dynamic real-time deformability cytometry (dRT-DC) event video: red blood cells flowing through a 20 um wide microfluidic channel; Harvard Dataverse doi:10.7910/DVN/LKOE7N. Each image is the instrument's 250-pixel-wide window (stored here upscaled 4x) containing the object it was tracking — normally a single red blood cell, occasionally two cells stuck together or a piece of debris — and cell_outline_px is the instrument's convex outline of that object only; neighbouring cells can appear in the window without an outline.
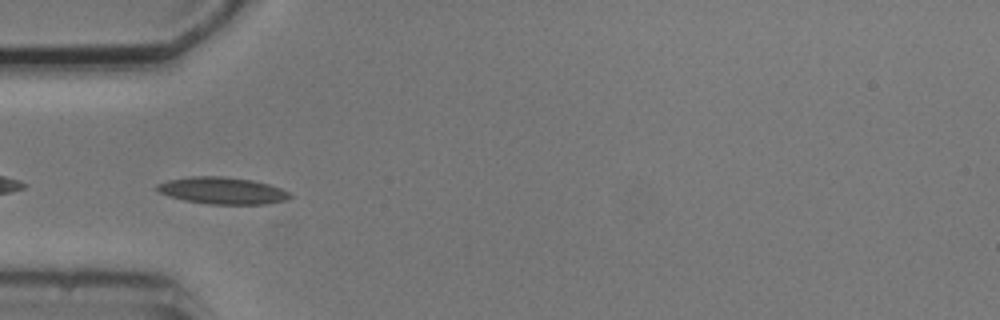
{"species": "common noctule bat (a hibernating species)", "species_latin": "Nyctalus noctula", "temperature_condition": "cold", "stored_images_in_passage": 8, "camera_frame_rate_fps": 3000, "um_per_image_px": 0.085, "animal": {"sex": "male", "body_mass_g": 20.5, "forearm_length_mm": 52.5}, "frame": {"image": 1, "passage_image": 5, "time_ms": 4.333, "image_size_px": [1000, 320], "cell_outline_px": [[292, 196], [288, 200], [268, 204], [208, 204], [184, 200], [168, 196], [160, 192], [156, 188], [156, 184], [168, 180], [188, 176], [224, 176], [252, 180], [268, 184], [280, 188], [288, 192]], "centroid_in_image_um": [18.9, 16.2], "position_along_channel_um": 66.1, "area_um2": 20.92}}
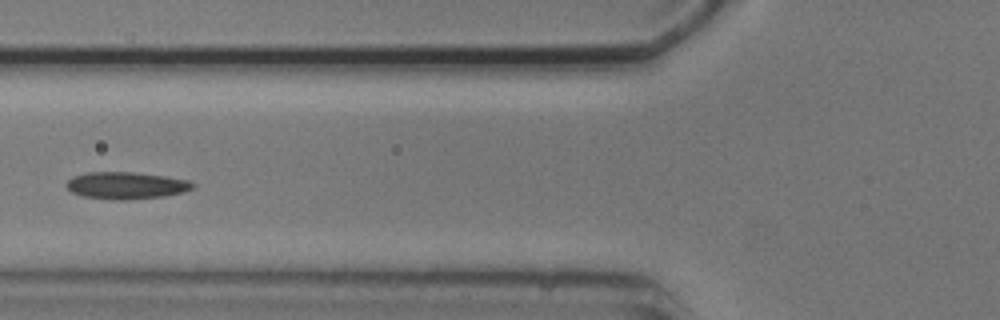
{"frame": {"image": 2, "passage_image": 6, "time_ms": 5.667, "image_size_px": [1000, 320], "cell_outline_px": [[196, 184], [192, 188], [180, 192], [164, 196], [128, 200], [116, 200], [84, 196], [72, 192], [64, 184], [72, 176], [88, 172], [132, 172], [164, 176], [188, 180]], "centroid_in_image_um": [10.69, 15.76], "position_along_channel_um": 115.1, "area_um2": 19.77}}
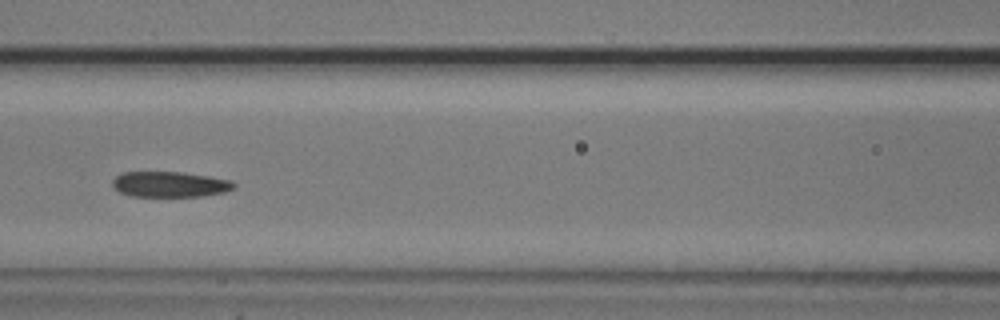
{"frame": {"image": 3, "passage_image": 7, "time_ms": 6.667, "image_size_px": [1000, 320], "cell_outline_px": [[236, 184], [232, 188], [224, 192], [200, 196], [132, 196], [120, 192], [112, 188], [112, 180], [116, 176], [124, 172], [184, 172], [232, 180]], "centroid_in_image_um": [14.41, 15.66], "position_along_channel_um": 152.2, "area_um2": 18.03}}